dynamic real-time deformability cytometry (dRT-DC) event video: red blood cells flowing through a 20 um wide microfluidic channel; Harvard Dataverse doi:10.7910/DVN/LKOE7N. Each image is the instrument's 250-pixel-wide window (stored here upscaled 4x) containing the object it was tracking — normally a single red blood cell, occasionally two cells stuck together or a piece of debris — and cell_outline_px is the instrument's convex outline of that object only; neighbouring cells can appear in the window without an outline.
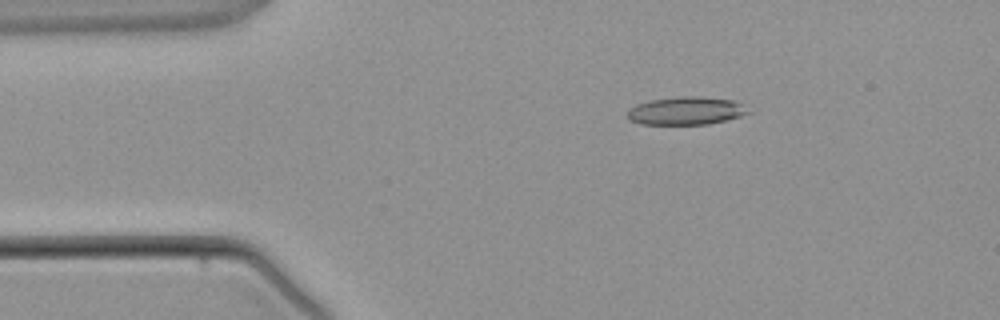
{"species": "common noctule bat (a hibernating species)", "species_latin": "Nyctalus noctula", "temperature_condition": "warm", "stored_images_in_passage": 3, "camera_frame_rate_fps": 3000, "um_per_image_px": 0.085, "animal": {"sex": "male", "body_mass_g": 21.5, "forearm_length_mm": 52.0}, "frame": {"image": 1, "passage_image": 2, "time_ms": 1.333, "image_size_px": [1000, 320], "cell_outline_px": [[752, 112], [740, 116], [708, 124], [640, 124], [628, 120], [628, 112], [636, 104], [648, 100], [680, 96], [700, 96], [732, 100], [740, 104]], "centroid_in_image_um": [58.28, 9.41], "position_along_channel_um": 26.7, "area_um2": 19.59}}